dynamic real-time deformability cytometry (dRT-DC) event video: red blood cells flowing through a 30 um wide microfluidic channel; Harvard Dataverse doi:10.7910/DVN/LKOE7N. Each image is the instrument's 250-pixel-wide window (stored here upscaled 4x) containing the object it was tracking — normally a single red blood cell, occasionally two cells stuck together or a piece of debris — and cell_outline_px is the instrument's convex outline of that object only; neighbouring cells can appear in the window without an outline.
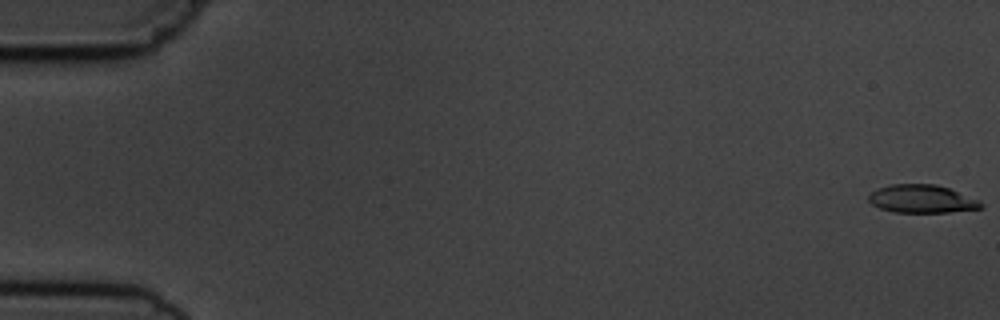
{"species": "common noctule bat (a hibernating species)", "species_latin": "Nyctalus noctula", "temperature_condition": "cold", "stored_images_in_passage": 9, "camera_frame_rate_fps": 3000, "um_per_image_px": 0.085, "animal": {"sex": "male", "body_mass_g": 19.5, "forearm_length_mm": 54.6}, "frame": {"image": 1, "passage_image": 1, "time_ms": 0.0, "image_size_px": [1000, 320], "cell_outline_px": [[984, 208], [948, 212], [892, 212], [880, 208], [872, 204], [868, 200], [868, 192], [876, 188], [892, 184], [936, 184], [948, 188], [980, 200], [984, 204]], "centroid_in_image_um": [78.34, 16.9], "position_along_channel_um": 6.7, "area_um2": 18.55}}
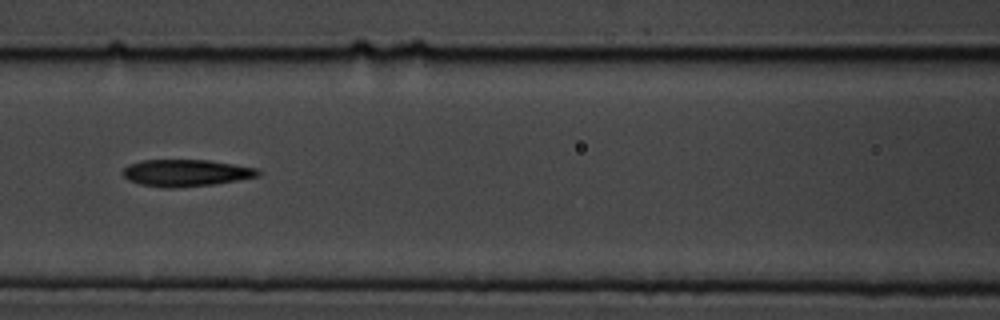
{"frame": {"image": 2, "passage_image": 8, "time_ms": 8.0, "image_size_px": [1000, 320], "cell_outline_px": [[260, 176], [212, 184], [176, 188], [164, 188], [140, 184], [128, 180], [120, 172], [128, 164], [144, 160], [208, 160], [260, 168]], "centroid_in_image_um": [15.79, 14.69], "position_along_channel_um": 150.8, "area_um2": 21.27}}
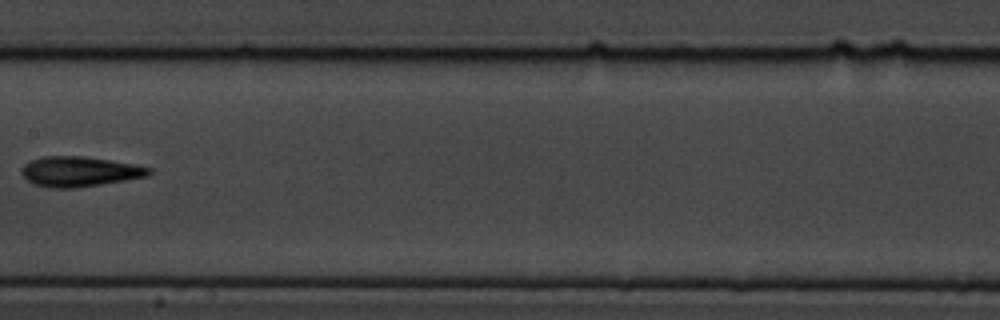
{"frame": {"image": 3, "passage_image": 9, "time_ms": 9.333, "image_size_px": [1000, 320], "cell_outline_px": [[152, 172], [148, 176], [76, 188], [52, 188], [36, 184], [28, 180], [20, 172], [24, 164], [32, 160], [44, 156], [80, 156], [136, 164], [152, 168]], "centroid_in_image_um": [6.77, 14.58], "position_along_channel_um": 200.6, "area_um2": 22.08}}